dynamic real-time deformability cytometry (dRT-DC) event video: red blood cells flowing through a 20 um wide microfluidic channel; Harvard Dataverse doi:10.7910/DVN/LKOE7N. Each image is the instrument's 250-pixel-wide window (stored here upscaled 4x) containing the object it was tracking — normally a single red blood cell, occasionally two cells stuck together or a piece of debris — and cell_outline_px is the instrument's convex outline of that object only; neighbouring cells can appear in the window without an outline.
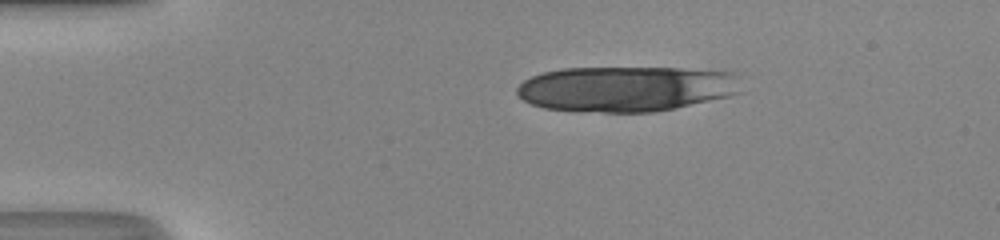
{"species": "human", "species_latin": "Homo sapiens", "temperature_condition": "room temperature", "stored_images_in_passage": 17, "camera_frame_rate_fps": 3000, "um_per_image_px": 0.085, "donor": {"sex": "male"}, "frame": {"image": 1, "passage_image": 9, "time_ms": 2.667, "image_size_px": [1000, 240], "cell_outline_px": [[740, 92], [728, 96], [676, 108], [656, 112], [604, 112], [544, 108], [532, 104], [524, 100], [516, 92], [516, 88], [524, 80], [532, 76], [544, 72], [560, 68], [680, 68], [732, 72], [736, 76]], "centroid_in_image_um": [53.2, 7.54], "position_along_channel_um": 31.8, "area_um2": 59.07}}